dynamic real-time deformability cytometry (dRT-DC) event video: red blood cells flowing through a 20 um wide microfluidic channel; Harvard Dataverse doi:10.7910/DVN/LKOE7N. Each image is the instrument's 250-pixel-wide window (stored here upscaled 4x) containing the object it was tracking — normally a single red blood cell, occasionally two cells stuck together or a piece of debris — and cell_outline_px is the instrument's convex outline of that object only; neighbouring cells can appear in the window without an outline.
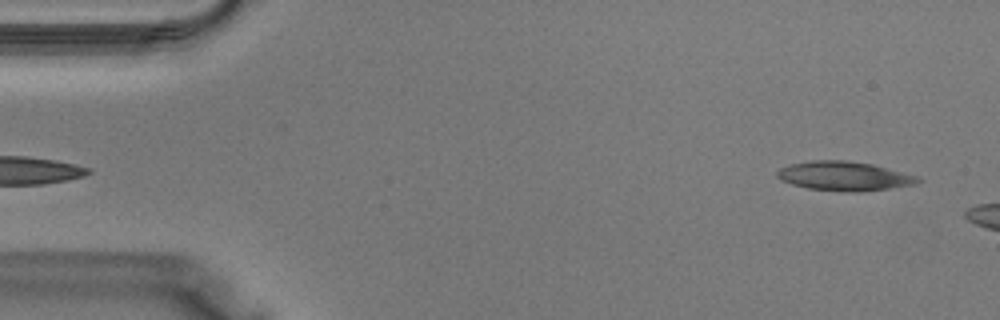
{"species": "Egyptian fruit bat (a non-hibernating species)", "species_latin": "Rousettus aegyptiacus", "temperature_condition": "warm", "stored_images_in_passage": 5, "camera_frame_rate_fps": 3000, "um_per_image_px": 0.085, "animal": {"sex": "male"}, "frame": {"image": 1, "passage_image": 1, "time_ms": 0.0, "image_size_px": [1000, 320], "cell_outline_px": [[924, 180], [916, 184], [888, 188], [856, 192], [852, 192], [808, 188], [792, 184], [780, 180], [776, 176], [776, 172], [780, 168], [792, 164], [812, 160], [844, 160], [872, 164], [916, 176]], "centroid_in_image_um": [71.74, 14.96], "position_along_channel_um": 13.3, "area_um2": 23.64}}